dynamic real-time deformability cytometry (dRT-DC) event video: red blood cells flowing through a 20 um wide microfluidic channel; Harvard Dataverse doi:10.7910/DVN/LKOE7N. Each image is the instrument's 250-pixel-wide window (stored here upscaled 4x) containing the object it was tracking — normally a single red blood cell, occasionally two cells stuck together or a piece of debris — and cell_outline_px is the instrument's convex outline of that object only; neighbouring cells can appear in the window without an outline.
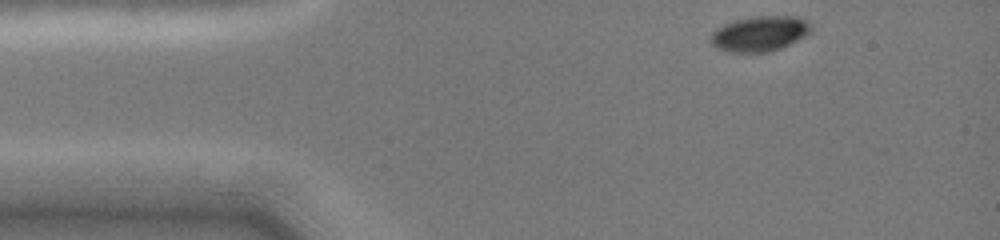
{"species": "common noctule bat (a hibernating species)", "species_latin": "Nyctalus noctula", "temperature_condition": "cold", "stored_images_in_passage": 27, "camera_frame_rate_fps": 3000, "um_per_image_px": 0.085, "animal": {"sex": "female", "body_mass_g": 19.0, "forearm_length_mm": 51.5}, "frame": {"image": 1, "passage_image": 1, "time_ms": 0.0, "image_size_px": [1000, 240], "cell_outline_px": [[812, 32], [772, 52], [728, 52], [712, 44], [712, 32], [716, 28], [724, 24], [736, 20], [756, 16], [796, 16], [804, 20], [812, 28]], "centroid_in_image_um": [64.58, 2.86], "position_along_channel_um": 20.4, "area_um2": 20.29}}
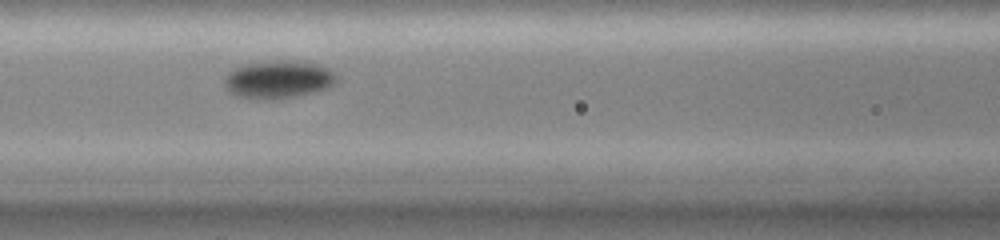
{"frame": {"image": 2, "passage_image": 9, "time_ms": 4.667, "image_size_px": [1000, 240], "cell_outline_px": [[336, 80], [328, 88], [296, 96], [272, 100], [260, 100], [236, 96], [228, 92], [224, 84], [224, 80], [228, 72], [236, 68], [248, 64], [276, 60], [296, 60], [316, 64], [328, 68], [336, 76]], "centroid_in_image_um": [23.62, 6.77], "position_along_channel_um": 143.0, "area_um2": 24.74}}
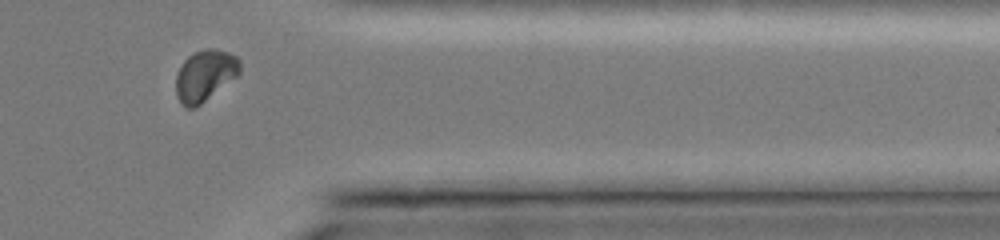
{"frame": {"image": 3, "passage_image": 23, "time_ms": 11.0, "image_size_px": [1000, 240], "cell_outline_px": [[240, 72], [236, 76], [196, 108], [184, 108], [180, 104], [176, 96], [176, 76], [184, 60], [188, 56], [196, 52], [208, 48], [212, 48], [228, 52], [236, 56], [240, 60]], "centroid_in_image_um": [17.4, 6.44], "position_along_channel_um": 394.0, "area_um2": 19.02}, "authors_computed_cell_mechanics": {"area_um2": 20.4034, "velocity_mm_per_s": 4.0215, "shape_relaxation_time_tau1_ms": 1.2562, "shape_relaxation_time_tau2_ms": null, "deformation_change_tau1": 0.0788, "deformation_change_tau2": null}}